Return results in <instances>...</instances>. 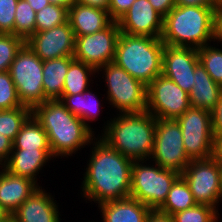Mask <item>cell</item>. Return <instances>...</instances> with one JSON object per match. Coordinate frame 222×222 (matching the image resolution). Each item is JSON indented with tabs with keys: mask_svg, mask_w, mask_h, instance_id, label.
Segmentation results:
<instances>
[{
	"mask_svg": "<svg viewBox=\"0 0 222 222\" xmlns=\"http://www.w3.org/2000/svg\"><path fill=\"white\" fill-rule=\"evenodd\" d=\"M33 10L37 13L44 7L50 4L49 0H26Z\"/></svg>",
	"mask_w": 222,
	"mask_h": 222,
	"instance_id": "f6af8a7d",
	"label": "cell"
},
{
	"mask_svg": "<svg viewBox=\"0 0 222 222\" xmlns=\"http://www.w3.org/2000/svg\"><path fill=\"white\" fill-rule=\"evenodd\" d=\"M23 106L33 109L47 99L43 89V61L25 43L8 70Z\"/></svg>",
	"mask_w": 222,
	"mask_h": 222,
	"instance_id": "ba28073f",
	"label": "cell"
},
{
	"mask_svg": "<svg viewBox=\"0 0 222 222\" xmlns=\"http://www.w3.org/2000/svg\"><path fill=\"white\" fill-rule=\"evenodd\" d=\"M152 164L171 169L182 174L191 159L187 156L181 126L177 120L156 119Z\"/></svg>",
	"mask_w": 222,
	"mask_h": 222,
	"instance_id": "9c48e42d",
	"label": "cell"
},
{
	"mask_svg": "<svg viewBox=\"0 0 222 222\" xmlns=\"http://www.w3.org/2000/svg\"><path fill=\"white\" fill-rule=\"evenodd\" d=\"M135 0H110L108 13L113 21H118L131 7Z\"/></svg>",
	"mask_w": 222,
	"mask_h": 222,
	"instance_id": "d590c367",
	"label": "cell"
},
{
	"mask_svg": "<svg viewBox=\"0 0 222 222\" xmlns=\"http://www.w3.org/2000/svg\"><path fill=\"white\" fill-rule=\"evenodd\" d=\"M164 45L161 38L120 33L114 62L148 86L162 74Z\"/></svg>",
	"mask_w": 222,
	"mask_h": 222,
	"instance_id": "5b68a950",
	"label": "cell"
},
{
	"mask_svg": "<svg viewBox=\"0 0 222 222\" xmlns=\"http://www.w3.org/2000/svg\"><path fill=\"white\" fill-rule=\"evenodd\" d=\"M0 206L10 215L36 190L40 188L33 180L17 176L4 167L0 169Z\"/></svg>",
	"mask_w": 222,
	"mask_h": 222,
	"instance_id": "ac0fdd59",
	"label": "cell"
},
{
	"mask_svg": "<svg viewBox=\"0 0 222 222\" xmlns=\"http://www.w3.org/2000/svg\"><path fill=\"white\" fill-rule=\"evenodd\" d=\"M147 161H133L130 197L151 209H158L181 174L171 169L162 168L157 164L151 166V163L147 164Z\"/></svg>",
	"mask_w": 222,
	"mask_h": 222,
	"instance_id": "8992f818",
	"label": "cell"
},
{
	"mask_svg": "<svg viewBox=\"0 0 222 222\" xmlns=\"http://www.w3.org/2000/svg\"><path fill=\"white\" fill-rule=\"evenodd\" d=\"M199 64L196 48L164 45L162 75L175 82L187 93L194 85V71Z\"/></svg>",
	"mask_w": 222,
	"mask_h": 222,
	"instance_id": "5bb4252c",
	"label": "cell"
},
{
	"mask_svg": "<svg viewBox=\"0 0 222 222\" xmlns=\"http://www.w3.org/2000/svg\"><path fill=\"white\" fill-rule=\"evenodd\" d=\"M18 0H0V33L14 34V20Z\"/></svg>",
	"mask_w": 222,
	"mask_h": 222,
	"instance_id": "e575fe53",
	"label": "cell"
},
{
	"mask_svg": "<svg viewBox=\"0 0 222 222\" xmlns=\"http://www.w3.org/2000/svg\"><path fill=\"white\" fill-rule=\"evenodd\" d=\"M103 222H146L151 208L127 197L98 205Z\"/></svg>",
	"mask_w": 222,
	"mask_h": 222,
	"instance_id": "44dd1931",
	"label": "cell"
},
{
	"mask_svg": "<svg viewBox=\"0 0 222 222\" xmlns=\"http://www.w3.org/2000/svg\"><path fill=\"white\" fill-rule=\"evenodd\" d=\"M51 150L12 149L4 168L10 173L29 178L37 183V175L43 166L53 160Z\"/></svg>",
	"mask_w": 222,
	"mask_h": 222,
	"instance_id": "ffe728a7",
	"label": "cell"
},
{
	"mask_svg": "<svg viewBox=\"0 0 222 222\" xmlns=\"http://www.w3.org/2000/svg\"><path fill=\"white\" fill-rule=\"evenodd\" d=\"M215 41H217V44L222 41V1L219 3V5L214 10L213 42H215Z\"/></svg>",
	"mask_w": 222,
	"mask_h": 222,
	"instance_id": "8d00e7d4",
	"label": "cell"
},
{
	"mask_svg": "<svg viewBox=\"0 0 222 222\" xmlns=\"http://www.w3.org/2000/svg\"><path fill=\"white\" fill-rule=\"evenodd\" d=\"M76 3H81L85 5L92 6L94 8H99L102 10H107L110 5V0H75Z\"/></svg>",
	"mask_w": 222,
	"mask_h": 222,
	"instance_id": "ee69618b",
	"label": "cell"
},
{
	"mask_svg": "<svg viewBox=\"0 0 222 222\" xmlns=\"http://www.w3.org/2000/svg\"><path fill=\"white\" fill-rule=\"evenodd\" d=\"M117 115L104 124L100 138L132 161H150L156 118L147 110Z\"/></svg>",
	"mask_w": 222,
	"mask_h": 222,
	"instance_id": "3957f363",
	"label": "cell"
},
{
	"mask_svg": "<svg viewBox=\"0 0 222 222\" xmlns=\"http://www.w3.org/2000/svg\"><path fill=\"white\" fill-rule=\"evenodd\" d=\"M212 128L214 135H222V96L211 111Z\"/></svg>",
	"mask_w": 222,
	"mask_h": 222,
	"instance_id": "74e56055",
	"label": "cell"
},
{
	"mask_svg": "<svg viewBox=\"0 0 222 222\" xmlns=\"http://www.w3.org/2000/svg\"><path fill=\"white\" fill-rule=\"evenodd\" d=\"M197 50L199 63L205 68L214 82L222 86V49L210 43Z\"/></svg>",
	"mask_w": 222,
	"mask_h": 222,
	"instance_id": "f546056e",
	"label": "cell"
},
{
	"mask_svg": "<svg viewBox=\"0 0 222 222\" xmlns=\"http://www.w3.org/2000/svg\"><path fill=\"white\" fill-rule=\"evenodd\" d=\"M103 72L107 86L108 103L119 111V114L146 111L147 86L132 77L115 62H109L97 69Z\"/></svg>",
	"mask_w": 222,
	"mask_h": 222,
	"instance_id": "52a82bcc",
	"label": "cell"
},
{
	"mask_svg": "<svg viewBox=\"0 0 222 222\" xmlns=\"http://www.w3.org/2000/svg\"><path fill=\"white\" fill-rule=\"evenodd\" d=\"M13 149L12 141L0 134V167H4Z\"/></svg>",
	"mask_w": 222,
	"mask_h": 222,
	"instance_id": "f35d334b",
	"label": "cell"
},
{
	"mask_svg": "<svg viewBox=\"0 0 222 222\" xmlns=\"http://www.w3.org/2000/svg\"><path fill=\"white\" fill-rule=\"evenodd\" d=\"M35 32L49 30L68 21V9L63 6L49 4L35 15Z\"/></svg>",
	"mask_w": 222,
	"mask_h": 222,
	"instance_id": "4dcf8cb0",
	"label": "cell"
},
{
	"mask_svg": "<svg viewBox=\"0 0 222 222\" xmlns=\"http://www.w3.org/2000/svg\"><path fill=\"white\" fill-rule=\"evenodd\" d=\"M10 214L0 206V222L6 219Z\"/></svg>",
	"mask_w": 222,
	"mask_h": 222,
	"instance_id": "7dc6e473",
	"label": "cell"
},
{
	"mask_svg": "<svg viewBox=\"0 0 222 222\" xmlns=\"http://www.w3.org/2000/svg\"><path fill=\"white\" fill-rule=\"evenodd\" d=\"M146 222H174L171 215L161 212L158 209H151Z\"/></svg>",
	"mask_w": 222,
	"mask_h": 222,
	"instance_id": "b9f144b4",
	"label": "cell"
},
{
	"mask_svg": "<svg viewBox=\"0 0 222 222\" xmlns=\"http://www.w3.org/2000/svg\"><path fill=\"white\" fill-rule=\"evenodd\" d=\"M221 201H222V167H221Z\"/></svg>",
	"mask_w": 222,
	"mask_h": 222,
	"instance_id": "681fc988",
	"label": "cell"
},
{
	"mask_svg": "<svg viewBox=\"0 0 222 222\" xmlns=\"http://www.w3.org/2000/svg\"><path fill=\"white\" fill-rule=\"evenodd\" d=\"M12 143L13 149L51 150L46 132L33 115L23 124Z\"/></svg>",
	"mask_w": 222,
	"mask_h": 222,
	"instance_id": "d4e9b609",
	"label": "cell"
},
{
	"mask_svg": "<svg viewBox=\"0 0 222 222\" xmlns=\"http://www.w3.org/2000/svg\"><path fill=\"white\" fill-rule=\"evenodd\" d=\"M120 33L118 22L113 21L107 28L99 32L76 36L74 59L86 63L96 70L109 62H114L116 43Z\"/></svg>",
	"mask_w": 222,
	"mask_h": 222,
	"instance_id": "4fadbf2b",
	"label": "cell"
},
{
	"mask_svg": "<svg viewBox=\"0 0 222 222\" xmlns=\"http://www.w3.org/2000/svg\"><path fill=\"white\" fill-rule=\"evenodd\" d=\"M216 7L176 6L164 17L161 40L171 46L196 49L213 41Z\"/></svg>",
	"mask_w": 222,
	"mask_h": 222,
	"instance_id": "277c9868",
	"label": "cell"
},
{
	"mask_svg": "<svg viewBox=\"0 0 222 222\" xmlns=\"http://www.w3.org/2000/svg\"><path fill=\"white\" fill-rule=\"evenodd\" d=\"M163 20L148 0H135L117 22L121 33L161 38Z\"/></svg>",
	"mask_w": 222,
	"mask_h": 222,
	"instance_id": "2e32d148",
	"label": "cell"
},
{
	"mask_svg": "<svg viewBox=\"0 0 222 222\" xmlns=\"http://www.w3.org/2000/svg\"><path fill=\"white\" fill-rule=\"evenodd\" d=\"M32 115L46 132L54 158H68L86 145L90 146L95 138L85 123L69 112L59 99L35 106Z\"/></svg>",
	"mask_w": 222,
	"mask_h": 222,
	"instance_id": "7a4b0ae2",
	"label": "cell"
},
{
	"mask_svg": "<svg viewBox=\"0 0 222 222\" xmlns=\"http://www.w3.org/2000/svg\"><path fill=\"white\" fill-rule=\"evenodd\" d=\"M218 209L206 204L196 206L184 211L175 213L172 216L174 222H218Z\"/></svg>",
	"mask_w": 222,
	"mask_h": 222,
	"instance_id": "1f68e13d",
	"label": "cell"
},
{
	"mask_svg": "<svg viewBox=\"0 0 222 222\" xmlns=\"http://www.w3.org/2000/svg\"><path fill=\"white\" fill-rule=\"evenodd\" d=\"M36 12L26 0H18L14 20V35L25 42L35 33Z\"/></svg>",
	"mask_w": 222,
	"mask_h": 222,
	"instance_id": "f1b7e54d",
	"label": "cell"
},
{
	"mask_svg": "<svg viewBox=\"0 0 222 222\" xmlns=\"http://www.w3.org/2000/svg\"><path fill=\"white\" fill-rule=\"evenodd\" d=\"M97 95L89 89L81 94L62 95L59 99L69 112L80 118L85 125L94 133L90 121L98 120L100 115L101 102L97 99ZM97 117V118H96Z\"/></svg>",
	"mask_w": 222,
	"mask_h": 222,
	"instance_id": "cb8c5ba5",
	"label": "cell"
},
{
	"mask_svg": "<svg viewBox=\"0 0 222 222\" xmlns=\"http://www.w3.org/2000/svg\"><path fill=\"white\" fill-rule=\"evenodd\" d=\"M73 60V56H66L43 61V89L47 100L61 98L65 77Z\"/></svg>",
	"mask_w": 222,
	"mask_h": 222,
	"instance_id": "603a6c76",
	"label": "cell"
},
{
	"mask_svg": "<svg viewBox=\"0 0 222 222\" xmlns=\"http://www.w3.org/2000/svg\"><path fill=\"white\" fill-rule=\"evenodd\" d=\"M1 222H15V221H14V218L12 217V215H9L6 219H4Z\"/></svg>",
	"mask_w": 222,
	"mask_h": 222,
	"instance_id": "c3c4849f",
	"label": "cell"
},
{
	"mask_svg": "<svg viewBox=\"0 0 222 222\" xmlns=\"http://www.w3.org/2000/svg\"><path fill=\"white\" fill-rule=\"evenodd\" d=\"M181 176L188 183L197 204L218 208L221 200V166L212 157L191 160Z\"/></svg>",
	"mask_w": 222,
	"mask_h": 222,
	"instance_id": "7c38bea8",
	"label": "cell"
},
{
	"mask_svg": "<svg viewBox=\"0 0 222 222\" xmlns=\"http://www.w3.org/2000/svg\"><path fill=\"white\" fill-rule=\"evenodd\" d=\"M197 205L188 183L180 176L172 185L164 203L158 208L161 212L173 215Z\"/></svg>",
	"mask_w": 222,
	"mask_h": 222,
	"instance_id": "484cf974",
	"label": "cell"
},
{
	"mask_svg": "<svg viewBox=\"0 0 222 222\" xmlns=\"http://www.w3.org/2000/svg\"><path fill=\"white\" fill-rule=\"evenodd\" d=\"M68 21L75 37L99 32L113 22L107 10L76 2L68 9Z\"/></svg>",
	"mask_w": 222,
	"mask_h": 222,
	"instance_id": "d6986e66",
	"label": "cell"
},
{
	"mask_svg": "<svg viewBox=\"0 0 222 222\" xmlns=\"http://www.w3.org/2000/svg\"><path fill=\"white\" fill-rule=\"evenodd\" d=\"M25 41L14 34L0 33V72L8 71Z\"/></svg>",
	"mask_w": 222,
	"mask_h": 222,
	"instance_id": "d6a6232c",
	"label": "cell"
},
{
	"mask_svg": "<svg viewBox=\"0 0 222 222\" xmlns=\"http://www.w3.org/2000/svg\"><path fill=\"white\" fill-rule=\"evenodd\" d=\"M176 6L217 7L218 0H174Z\"/></svg>",
	"mask_w": 222,
	"mask_h": 222,
	"instance_id": "60d3db41",
	"label": "cell"
},
{
	"mask_svg": "<svg viewBox=\"0 0 222 222\" xmlns=\"http://www.w3.org/2000/svg\"><path fill=\"white\" fill-rule=\"evenodd\" d=\"M23 107L8 71L0 72V110Z\"/></svg>",
	"mask_w": 222,
	"mask_h": 222,
	"instance_id": "836d02e7",
	"label": "cell"
},
{
	"mask_svg": "<svg viewBox=\"0 0 222 222\" xmlns=\"http://www.w3.org/2000/svg\"><path fill=\"white\" fill-rule=\"evenodd\" d=\"M146 93V110L156 119L176 120L191 107L189 93L162 74L147 86Z\"/></svg>",
	"mask_w": 222,
	"mask_h": 222,
	"instance_id": "8fae6325",
	"label": "cell"
},
{
	"mask_svg": "<svg viewBox=\"0 0 222 222\" xmlns=\"http://www.w3.org/2000/svg\"><path fill=\"white\" fill-rule=\"evenodd\" d=\"M42 186L29 196L11 215L15 222H61L58 203Z\"/></svg>",
	"mask_w": 222,
	"mask_h": 222,
	"instance_id": "e0dca14e",
	"label": "cell"
},
{
	"mask_svg": "<svg viewBox=\"0 0 222 222\" xmlns=\"http://www.w3.org/2000/svg\"><path fill=\"white\" fill-rule=\"evenodd\" d=\"M152 7L165 17L174 7V0H148Z\"/></svg>",
	"mask_w": 222,
	"mask_h": 222,
	"instance_id": "ab89813d",
	"label": "cell"
},
{
	"mask_svg": "<svg viewBox=\"0 0 222 222\" xmlns=\"http://www.w3.org/2000/svg\"><path fill=\"white\" fill-rule=\"evenodd\" d=\"M176 120L181 126L187 156L191 160L211 158L214 138L211 112L190 107Z\"/></svg>",
	"mask_w": 222,
	"mask_h": 222,
	"instance_id": "30bf717a",
	"label": "cell"
},
{
	"mask_svg": "<svg viewBox=\"0 0 222 222\" xmlns=\"http://www.w3.org/2000/svg\"><path fill=\"white\" fill-rule=\"evenodd\" d=\"M83 182V198L102 204L130 197L133 161L110 147L99 135L92 140Z\"/></svg>",
	"mask_w": 222,
	"mask_h": 222,
	"instance_id": "6da1fadb",
	"label": "cell"
},
{
	"mask_svg": "<svg viewBox=\"0 0 222 222\" xmlns=\"http://www.w3.org/2000/svg\"><path fill=\"white\" fill-rule=\"evenodd\" d=\"M31 115L32 109L27 106L0 110V134L8 137L13 142L21 127Z\"/></svg>",
	"mask_w": 222,
	"mask_h": 222,
	"instance_id": "83f0119b",
	"label": "cell"
},
{
	"mask_svg": "<svg viewBox=\"0 0 222 222\" xmlns=\"http://www.w3.org/2000/svg\"><path fill=\"white\" fill-rule=\"evenodd\" d=\"M50 4L63 6L67 9L75 2V0H49Z\"/></svg>",
	"mask_w": 222,
	"mask_h": 222,
	"instance_id": "bcb514c9",
	"label": "cell"
},
{
	"mask_svg": "<svg viewBox=\"0 0 222 222\" xmlns=\"http://www.w3.org/2000/svg\"><path fill=\"white\" fill-rule=\"evenodd\" d=\"M96 73L94 67L74 59L69 65L62 95L81 94L89 88V84L93 81L91 76L95 77Z\"/></svg>",
	"mask_w": 222,
	"mask_h": 222,
	"instance_id": "4316f807",
	"label": "cell"
},
{
	"mask_svg": "<svg viewBox=\"0 0 222 222\" xmlns=\"http://www.w3.org/2000/svg\"><path fill=\"white\" fill-rule=\"evenodd\" d=\"M212 158L222 167V135H214Z\"/></svg>",
	"mask_w": 222,
	"mask_h": 222,
	"instance_id": "7bdbcfd3",
	"label": "cell"
},
{
	"mask_svg": "<svg viewBox=\"0 0 222 222\" xmlns=\"http://www.w3.org/2000/svg\"><path fill=\"white\" fill-rule=\"evenodd\" d=\"M194 77L189 92L190 106L211 112L222 96V86L214 82L201 64L195 68Z\"/></svg>",
	"mask_w": 222,
	"mask_h": 222,
	"instance_id": "7402d4cb",
	"label": "cell"
},
{
	"mask_svg": "<svg viewBox=\"0 0 222 222\" xmlns=\"http://www.w3.org/2000/svg\"><path fill=\"white\" fill-rule=\"evenodd\" d=\"M75 35L70 22L46 31L35 32L25 43L42 60L73 56Z\"/></svg>",
	"mask_w": 222,
	"mask_h": 222,
	"instance_id": "9a60e30c",
	"label": "cell"
}]
</instances>
